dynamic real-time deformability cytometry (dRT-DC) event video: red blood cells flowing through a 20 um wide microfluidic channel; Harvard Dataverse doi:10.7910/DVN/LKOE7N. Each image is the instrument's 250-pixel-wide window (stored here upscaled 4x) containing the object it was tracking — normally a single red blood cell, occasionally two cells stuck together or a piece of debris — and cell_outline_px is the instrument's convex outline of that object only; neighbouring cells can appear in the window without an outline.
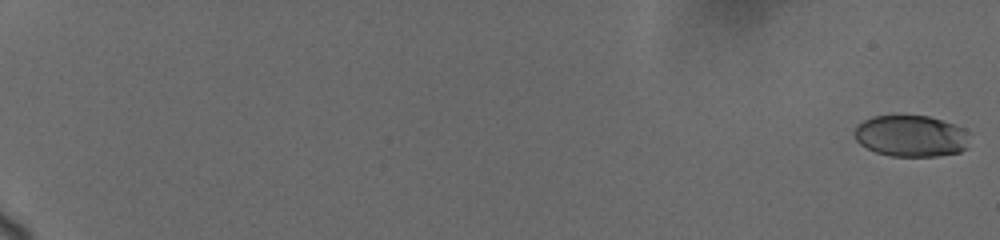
{"species": "human", "species_latin": "Homo sapiens", "temperature_condition": "cold", "stored_images_in_passage": 13, "camera_frame_rate_fps": 3000, "um_per_image_px": 0.085, "donor": {"sex": "female"}, "frame": {"image": 1, "passage_image": 1, "time_ms": 0.0, "image_size_px": [1000, 240], "cell_outline_px": [[968, 148], [960, 152], [936, 156], [892, 156], [876, 152], [860, 144], [856, 140], [856, 124], [872, 116], [928, 116], [964, 128], [968, 132]], "centroid_in_image_um": [77.45, 11.57], "position_along_channel_um": 7.5, "area_um2": 27.69}}
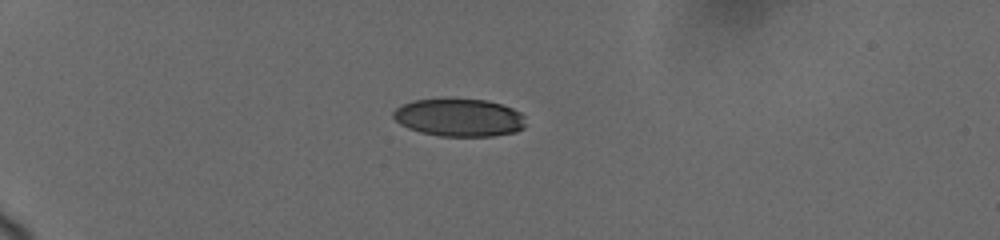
{"frame": {"image": 2, "passage_image": 10, "time_ms": 6.0, "image_size_px": [1000, 240], "cell_outline_px": [[524, 128], [516, 132], [492, 136], [440, 136], [420, 132], [408, 128], [400, 124], [392, 116], [392, 112], [396, 108], [404, 104], [416, 100], [488, 100], [512, 108], [520, 112], [524, 116]], "centroid_in_image_um": [39.04, 10.01], "position_along_channel_um": 46.0, "area_um2": 28.84}}
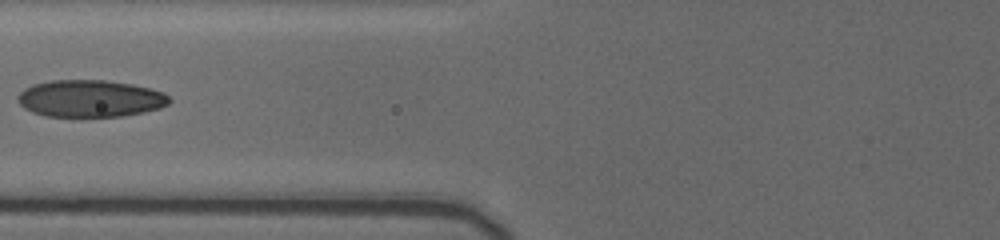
{"frame": {"image": 3, "passage_image": 13, "time_ms": 9.333, "image_size_px": [1000, 240], "cell_outline_px": [[172, 100], [168, 104], [160, 108], [144, 112], [120, 116], [44, 116], [32, 112], [24, 108], [20, 104], [20, 92], [36, 84], [52, 80], [104, 80], [132, 84], [164, 92]], "centroid_in_image_um": [7.72, 8.38], "position_along_channel_um": 118.1, "area_um2": 32.37}}